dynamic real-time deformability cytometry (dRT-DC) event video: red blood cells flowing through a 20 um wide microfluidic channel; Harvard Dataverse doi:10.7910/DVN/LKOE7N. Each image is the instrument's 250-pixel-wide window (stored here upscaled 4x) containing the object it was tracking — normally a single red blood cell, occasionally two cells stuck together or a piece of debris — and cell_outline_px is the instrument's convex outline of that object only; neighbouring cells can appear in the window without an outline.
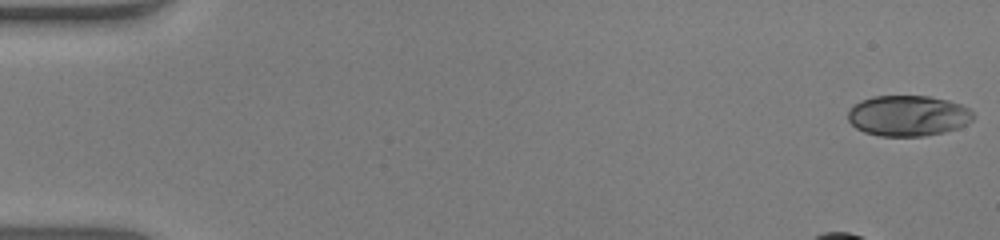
{"species": "human", "species_latin": "Homo sapiens", "temperature_condition": "warm", "stored_images_in_passage": 43, "camera_frame_rate_fps": 3000, "um_per_image_px": 0.085, "donor": {"sex": "male"}, "frame": {"image": 1, "passage_image": 1, "time_ms": 0.0, "image_size_px": [1000, 240], "cell_outline_px": [[976, 116], [972, 120], [956, 128], [944, 132], [924, 136], [880, 136], [864, 132], [856, 128], [848, 120], [848, 112], [860, 100], [872, 96], [928, 96], [948, 100], [960, 104], [968, 108]], "centroid_in_image_um": [77.18, 9.83], "position_along_channel_um": 7.8, "area_um2": 29.65}}